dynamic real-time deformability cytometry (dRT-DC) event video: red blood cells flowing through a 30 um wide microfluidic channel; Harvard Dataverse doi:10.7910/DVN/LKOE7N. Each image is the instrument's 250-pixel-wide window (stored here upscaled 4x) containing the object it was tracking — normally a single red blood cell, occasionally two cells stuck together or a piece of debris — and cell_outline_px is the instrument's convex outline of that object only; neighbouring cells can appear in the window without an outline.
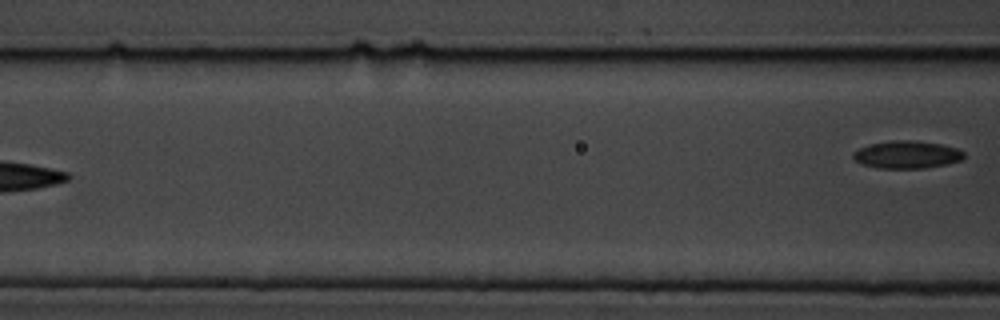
{"species": "common noctule bat (a hibernating species)", "species_latin": "Nyctalus noctula", "temperature_condition": "cold", "stored_images_in_passage": 5, "camera_frame_rate_fps": 3000, "um_per_image_px": 0.085, "animal": {"sex": "male", "body_mass_g": 19.5, "forearm_length_mm": 54.6}, "frame": {"image": 1, "passage_image": 5, "time_ms": 4.667, "image_size_px": [1000, 320], "cell_outline_px": [[964, 156], [960, 160], [944, 164], [924, 168], [880, 168], [860, 164], [852, 156], [852, 152], [868, 144], [892, 140], [912, 140], [940, 144], [956, 148], [964, 152]], "centroid_in_image_um": [77.04, 13.13], "position_along_channel_um": 89.6, "area_um2": 17.69}}